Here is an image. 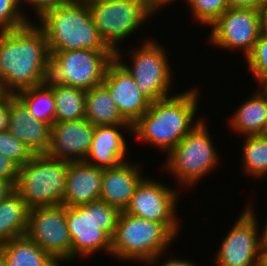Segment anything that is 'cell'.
Here are the masks:
<instances>
[{
  "label": "cell",
  "instance_id": "10",
  "mask_svg": "<svg viewBox=\"0 0 267 266\" xmlns=\"http://www.w3.org/2000/svg\"><path fill=\"white\" fill-rule=\"evenodd\" d=\"M95 26L105 43L115 52L132 33L141 30L156 13L147 0H113L89 7Z\"/></svg>",
  "mask_w": 267,
  "mask_h": 266
},
{
  "label": "cell",
  "instance_id": "25",
  "mask_svg": "<svg viewBox=\"0 0 267 266\" xmlns=\"http://www.w3.org/2000/svg\"><path fill=\"white\" fill-rule=\"evenodd\" d=\"M46 83L52 88L54 94V122L85 119V90L53 83L49 78Z\"/></svg>",
  "mask_w": 267,
  "mask_h": 266
},
{
  "label": "cell",
  "instance_id": "30",
  "mask_svg": "<svg viewBox=\"0 0 267 266\" xmlns=\"http://www.w3.org/2000/svg\"><path fill=\"white\" fill-rule=\"evenodd\" d=\"M0 153L19 167L34 156L31 150L23 142L14 138L8 130L0 132Z\"/></svg>",
  "mask_w": 267,
  "mask_h": 266
},
{
  "label": "cell",
  "instance_id": "37",
  "mask_svg": "<svg viewBox=\"0 0 267 266\" xmlns=\"http://www.w3.org/2000/svg\"><path fill=\"white\" fill-rule=\"evenodd\" d=\"M178 259H173L172 257V259L165 260L161 266H197L193 261L191 262L190 260Z\"/></svg>",
  "mask_w": 267,
  "mask_h": 266
},
{
  "label": "cell",
  "instance_id": "43",
  "mask_svg": "<svg viewBox=\"0 0 267 266\" xmlns=\"http://www.w3.org/2000/svg\"><path fill=\"white\" fill-rule=\"evenodd\" d=\"M266 226L263 228V233H261L262 235V244L264 247H267V222L265 224Z\"/></svg>",
  "mask_w": 267,
  "mask_h": 266
},
{
  "label": "cell",
  "instance_id": "6",
  "mask_svg": "<svg viewBox=\"0 0 267 266\" xmlns=\"http://www.w3.org/2000/svg\"><path fill=\"white\" fill-rule=\"evenodd\" d=\"M209 126L201 119L194 128L168 153L164 171L173 175L183 188L197 185L220 163L212 142Z\"/></svg>",
  "mask_w": 267,
  "mask_h": 266
},
{
  "label": "cell",
  "instance_id": "15",
  "mask_svg": "<svg viewBox=\"0 0 267 266\" xmlns=\"http://www.w3.org/2000/svg\"><path fill=\"white\" fill-rule=\"evenodd\" d=\"M94 129L87 119L54 122L47 154L67 162L84 161L91 148Z\"/></svg>",
  "mask_w": 267,
  "mask_h": 266
},
{
  "label": "cell",
  "instance_id": "47",
  "mask_svg": "<svg viewBox=\"0 0 267 266\" xmlns=\"http://www.w3.org/2000/svg\"><path fill=\"white\" fill-rule=\"evenodd\" d=\"M264 135H267V121H266V127H265Z\"/></svg>",
  "mask_w": 267,
  "mask_h": 266
},
{
  "label": "cell",
  "instance_id": "20",
  "mask_svg": "<svg viewBox=\"0 0 267 266\" xmlns=\"http://www.w3.org/2000/svg\"><path fill=\"white\" fill-rule=\"evenodd\" d=\"M103 169L84 161L70 162L62 204L77 207L99 200Z\"/></svg>",
  "mask_w": 267,
  "mask_h": 266
},
{
  "label": "cell",
  "instance_id": "39",
  "mask_svg": "<svg viewBox=\"0 0 267 266\" xmlns=\"http://www.w3.org/2000/svg\"><path fill=\"white\" fill-rule=\"evenodd\" d=\"M258 89H256L263 97L267 98V74L263 75L258 81Z\"/></svg>",
  "mask_w": 267,
  "mask_h": 266
},
{
  "label": "cell",
  "instance_id": "28",
  "mask_svg": "<svg viewBox=\"0 0 267 266\" xmlns=\"http://www.w3.org/2000/svg\"><path fill=\"white\" fill-rule=\"evenodd\" d=\"M195 21L210 27L228 8L227 0H186Z\"/></svg>",
  "mask_w": 267,
  "mask_h": 266
},
{
  "label": "cell",
  "instance_id": "14",
  "mask_svg": "<svg viewBox=\"0 0 267 266\" xmlns=\"http://www.w3.org/2000/svg\"><path fill=\"white\" fill-rule=\"evenodd\" d=\"M177 190L155 179L144 177L138 184L125 212L146 220L163 223L176 237L180 223L177 217Z\"/></svg>",
  "mask_w": 267,
  "mask_h": 266
},
{
  "label": "cell",
  "instance_id": "45",
  "mask_svg": "<svg viewBox=\"0 0 267 266\" xmlns=\"http://www.w3.org/2000/svg\"><path fill=\"white\" fill-rule=\"evenodd\" d=\"M262 266H267V247L263 249V263Z\"/></svg>",
  "mask_w": 267,
  "mask_h": 266
},
{
  "label": "cell",
  "instance_id": "17",
  "mask_svg": "<svg viewBox=\"0 0 267 266\" xmlns=\"http://www.w3.org/2000/svg\"><path fill=\"white\" fill-rule=\"evenodd\" d=\"M8 131L35 154H47L51 145V125L33 117L13 94L9 96Z\"/></svg>",
  "mask_w": 267,
  "mask_h": 266
},
{
  "label": "cell",
  "instance_id": "41",
  "mask_svg": "<svg viewBox=\"0 0 267 266\" xmlns=\"http://www.w3.org/2000/svg\"><path fill=\"white\" fill-rule=\"evenodd\" d=\"M77 1H79L82 4L87 5L88 7H91L93 5H98V4H101V3H107V2H110V1H113V0H77Z\"/></svg>",
  "mask_w": 267,
  "mask_h": 266
},
{
  "label": "cell",
  "instance_id": "21",
  "mask_svg": "<svg viewBox=\"0 0 267 266\" xmlns=\"http://www.w3.org/2000/svg\"><path fill=\"white\" fill-rule=\"evenodd\" d=\"M231 117L229 126L233 132L242 136L263 135L267 121V98L258 91L251 93ZM235 130V131H234Z\"/></svg>",
  "mask_w": 267,
  "mask_h": 266
},
{
  "label": "cell",
  "instance_id": "8",
  "mask_svg": "<svg viewBox=\"0 0 267 266\" xmlns=\"http://www.w3.org/2000/svg\"><path fill=\"white\" fill-rule=\"evenodd\" d=\"M121 50L115 51V59L133 77L140 91L151 102L170 97V87L173 84V75L169 57L164 46L157 40L145 39L141 46L132 50L130 58L132 65L123 63ZM172 83V84H171Z\"/></svg>",
  "mask_w": 267,
  "mask_h": 266
},
{
  "label": "cell",
  "instance_id": "42",
  "mask_svg": "<svg viewBox=\"0 0 267 266\" xmlns=\"http://www.w3.org/2000/svg\"><path fill=\"white\" fill-rule=\"evenodd\" d=\"M262 28L263 32L267 35V9L262 12Z\"/></svg>",
  "mask_w": 267,
  "mask_h": 266
},
{
  "label": "cell",
  "instance_id": "13",
  "mask_svg": "<svg viewBox=\"0 0 267 266\" xmlns=\"http://www.w3.org/2000/svg\"><path fill=\"white\" fill-rule=\"evenodd\" d=\"M209 28L212 30L208 37L213 46L226 51L242 49L246 58L263 32L262 12L257 9L228 8Z\"/></svg>",
  "mask_w": 267,
  "mask_h": 266
},
{
  "label": "cell",
  "instance_id": "24",
  "mask_svg": "<svg viewBox=\"0 0 267 266\" xmlns=\"http://www.w3.org/2000/svg\"><path fill=\"white\" fill-rule=\"evenodd\" d=\"M6 266H61L26 235L1 244Z\"/></svg>",
  "mask_w": 267,
  "mask_h": 266
},
{
  "label": "cell",
  "instance_id": "23",
  "mask_svg": "<svg viewBox=\"0 0 267 266\" xmlns=\"http://www.w3.org/2000/svg\"><path fill=\"white\" fill-rule=\"evenodd\" d=\"M29 210L16 190L0 202V245L26 234Z\"/></svg>",
  "mask_w": 267,
  "mask_h": 266
},
{
  "label": "cell",
  "instance_id": "11",
  "mask_svg": "<svg viewBox=\"0 0 267 266\" xmlns=\"http://www.w3.org/2000/svg\"><path fill=\"white\" fill-rule=\"evenodd\" d=\"M243 209L214 256L217 266H262L264 246L258 218L250 204Z\"/></svg>",
  "mask_w": 267,
  "mask_h": 266
},
{
  "label": "cell",
  "instance_id": "3",
  "mask_svg": "<svg viewBox=\"0 0 267 266\" xmlns=\"http://www.w3.org/2000/svg\"><path fill=\"white\" fill-rule=\"evenodd\" d=\"M38 23L44 31L50 55L54 51H113L102 39L89 7L74 2L46 12Z\"/></svg>",
  "mask_w": 267,
  "mask_h": 266
},
{
  "label": "cell",
  "instance_id": "5",
  "mask_svg": "<svg viewBox=\"0 0 267 266\" xmlns=\"http://www.w3.org/2000/svg\"><path fill=\"white\" fill-rule=\"evenodd\" d=\"M121 211L97 200L77 207L66 206V222L72 242V260L105 252L111 255L112 238Z\"/></svg>",
  "mask_w": 267,
  "mask_h": 266
},
{
  "label": "cell",
  "instance_id": "4",
  "mask_svg": "<svg viewBox=\"0 0 267 266\" xmlns=\"http://www.w3.org/2000/svg\"><path fill=\"white\" fill-rule=\"evenodd\" d=\"M174 239L176 236L163 223L121 211L112 238L111 256L122 262L138 261L154 266Z\"/></svg>",
  "mask_w": 267,
  "mask_h": 266
},
{
  "label": "cell",
  "instance_id": "27",
  "mask_svg": "<svg viewBox=\"0 0 267 266\" xmlns=\"http://www.w3.org/2000/svg\"><path fill=\"white\" fill-rule=\"evenodd\" d=\"M242 161L246 175L256 179L267 176V135L245 136Z\"/></svg>",
  "mask_w": 267,
  "mask_h": 266
},
{
  "label": "cell",
  "instance_id": "26",
  "mask_svg": "<svg viewBox=\"0 0 267 266\" xmlns=\"http://www.w3.org/2000/svg\"><path fill=\"white\" fill-rule=\"evenodd\" d=\"M15 96L25 105L35 119L51 126L54 124V94L47 83L21 90Z\"/></svg>",
  "mask_w": 267,
  "mask_h": 266
},
{
  "label": "cell",
  "instance_id": "46",
  "mask_svg": "<svg viewBox=\"0 0 267 266\" xmlns=\"http://www.w3.org/2000/svg\"><path fill=\"white\" fill-rule=\"evenodd\" d=\"M267 9V0H260V11L263 12Z\"/></svg>",
  "mask_w": 267,
  "mask_h": 266
},
{
  "label": "cell",
  "instance_id": "16",
  "mask_svg": "<svg viewBox=\"0 0 267 266\" xmlns=\"http://www.w3.org/2000/svg\"><path fill=\"white\" fill-rule=\"evenodd\" d=\"M103 84L109 89L121 115L130 124L133 125L149 109L151 101L116 59L109 64Z\"/></svg>",
  "mask_w": 267,
  "mask_h": 266
},
{
  "label": "cell",
  "instance_id": "31",
  "mask_svg": "<svg viewBox=\"0 0 267 266\" xmlns=\"http://www.w3.org/2000/svg\"><path fill=\"white\" fill-rule=\"evenodd\" d=\"M245 59L256 81L267 74V35L264 32L260 34L252 51Z\"/></svg>",
  "mask_w": 267,
  "mask_h": 266
},
{
  "label": "cell",
  "instance_id": "19",
  "mask_svg": "<svg viewBox=\"0 0 267 266\" xmlns=\"http://www.w3.org/2000/svg\"><path fill=\"white\" fill-rule=\"evenodd\" d=\"M141 172L140 166L129 161L114 168L103 169L99 200L125 211L138 184L144 178Z\"/></svg>",
  "mask_w": 267,
  "mask_h": 266
},
{
  "label": "cell",
  "instance_id": "12",
  "mask_svg": "<svg viewBox=\"0 0 267 266\" xmlns=\"http://www.w3.org/2000/svg\"><path fill=\"white\" fill-rule=\"evenodd\" d=\"M25 235L60 265L72 261V242L63 204L30 209Z\"/></svg>",
  "mask_w": 267,
  "mask_h": 266
},
{
  "label": "cell",
  "instance_id": "36",
  "mask_svg": "<svg viewBox=\"0 0 267 266\" xmlns=\"http://www.w3.org/2000/svg\"><path fill=\"white\" fill-rule=\"evenodd\" d=\"M17 181L0 180V202L12 194L16 189Z\"/></svg>",
  "mask_w": 267,
  "mask_h": 266
},
{
  "label": "cell",
  "instance_id": "33",
  "mask_svg": "<svg viewBox=\"0 0 267 266\" xmlns=\"http://www.w3.org/2000/svg\"><path fill=\"white\" fill-rule=\"evenodd\" d=\"M19 166L0 153V180L17 181Z\"/></svg>",
  "mask_w": 267,
  "mask_h": 266
},
{
  "label": "cell",
  "instance_id": "38",
  "mask_svg": "<svg viewBox=\"0 0 267 266\" xmlns=\"http://www.w3.org/2000/svg\"><path fill=\"white\" fill-rule=\"evenodd\" d=\"M150 8L156 13L160 8L167 4L175 2V0H147ZM185 1V0H184ZM171 2V3H170Z\"/></svg>",
  "mask_w": 267,
  "mask_h": 266
},
{
  "label": "cell",
  "instance_id": "44",
  "mask_svg": "<svg viewBox=\"0 0 267 266\" xmlns=\"http://www.w3.org/2000/svg\"><path fill=\"white\" fill-rule=\"evenodd\" d=\"M0 266H6L5 265V256H4V252H3L1 245H0Z\"/></svg>",
  "mask_w": 267,
  "mask_h": 266
},
{
  "label": "cell",
  "instance_id": "1",
  "mask_svg": "<svg viewBox=\"0 0 267 266\" xmlns=\"http://www.w3.org/2000/svg\"><path fill=\"white\" fill-rule=\"evenodd\" d=\"M50 58L45 33L35 22L0 32V79L11 94L46 83Z\"/></svg>",
  "mask_w": 267,
  "mask_h": 266
},
{
  "label": "cell",
  "instance_id": "2",
  "mask_svg": "<svg viewBox=\"0 0 267 266\" xmlns=\"http://www.w3.org/2000/svg\"><path fill=\"white\" fill-rule=\"evenodd\" d=\"M198 91L197 88L183 90L151 102L149 109L132 125V135L167 155L201 121L195 117L199 110Z\"/></svg>",
  "mask_w": 267,
  "mask_h": 266
},
{
  "label": "cell",
  "instance_id": "22",
  "mask_svg": "<svg viewBox=\"0 0 267 266\" xmlns=\"http://www.w3.org/2000/svg\"><path fill=\"white\" fill-rule=\"evenodd\" d=\"M85 119L94 126L132 125L121 115L103 83L86 91Z\"/></svg>",
  "mask_w": 267,
  "mask_h": 266
},
{
  "label": "cell",
  "instance_id": "34",
  "mask_svg": "<svg viewBox=\"0 0 267 266\" xmlns=\"http://www.w3.org/2000/svg\"><path fill=\"white\" fill-rule=\"evenodd\" d=\"M229 8H247L260 10V0H227Z\"/></svg>",
  "mask_w": 267,
  "mask_h": 266
},
{
  "label": "cell",
  "instance_id": "32",
  "mask_svg": "<svg viewBox=\"0 0 267 266\" xmlns=\"http://www.w3.org/2000/svg\"><path fill=\"white\" fill-rule=\"evenodd\" d=\"M75 0H20L21 8L23 5H30L33 8L36 16L40 19L46 12L68 5Z\"/></svg>",
  "mask_w": 267,
  "mask_h": 266
},
{
  "label": "cell",
  "instance_id": "35",
  "mask_svg": "<svg viewBox=\"0 0 267 266\" xmlns=\"http://www.w3.org/2000/svg\"><path fill=\"white\" fill-rule=\"evenodd\" d=\"M9 122V97L0 103V132L8 130Z\"/></svg>",
  "mask_w": 267,
  "mask_h": 266
},
{
  "label": "cell",
  "instance_id": "40",
  "mask_svg": "<svg viewBox=\"0 0 267 266\" xmlns=\"http://www.w3.org/2000/svg\"><path fill=\"white\" fill-rule=\"evenodd\" d=\"M11 93L6 89L4 81L0 79V103L4 102Z\"/></svg>",
  "mask_w": 267,
  "mask_h": 266
},
{
  "label": "cell",
  "instance_id": "7",
  "mask_svg": "<svg viewBox=\"0 0 267 266\" xmlns=\"http://www.w3.org/2000/svg\"><path fill=\"white\" fill-rule=\"evenodd\" d=\"M70 162L35 154L19 167L15 186L29 209L62 204Z\"/></svg>",
  "mask_w": 267,
  "mask_h": 266
},
{
  "label": "cell",
  "instance_id": "9",
  "mask_svg": "<svg viewBox=\"0 0 267 266\" xmlns=\"http://www.w3.org/2000/svg\"><path fill=\"white\" fill-rule=\"evenodd\" d=\"M114 51H54L50 58L49 79L73 88L88 91L103 83Z\"/></svg>",
  "mask_w": 267,
  "mask_h": 266
},
{
  "label": "cell",
  "instance_id": "29",
  "mask_svg": "<svg viewBox=\"0 0 267 266\" xmlns=\"http://www.w3.org/2000/svg\"><path fill=\"white\" fill-rule=\"evenodd\" d=\"M20 7V0H0V32L18 29L33 22L24 13L26 9Z\"/></svg>",
  "mask_w": 267,
  "mask_h": 266
},
{
  "label": "cell",
  "instance_id": "18",
  "mask_svg": "<svg viewBox=\"0 0 267 266\" xmlns=\"http://www.w3.org/2000/svg\"><path fill=\"white\" fill-rule=\"evenodd\" d=\"M125 128L132 135V125L95 126L91 148L84 162L101 169L114 168L127 162L128 145L121 132Z\"/></svg>",
  "mask_w": 267,
  "mask_h": 266
}]
</instances>
